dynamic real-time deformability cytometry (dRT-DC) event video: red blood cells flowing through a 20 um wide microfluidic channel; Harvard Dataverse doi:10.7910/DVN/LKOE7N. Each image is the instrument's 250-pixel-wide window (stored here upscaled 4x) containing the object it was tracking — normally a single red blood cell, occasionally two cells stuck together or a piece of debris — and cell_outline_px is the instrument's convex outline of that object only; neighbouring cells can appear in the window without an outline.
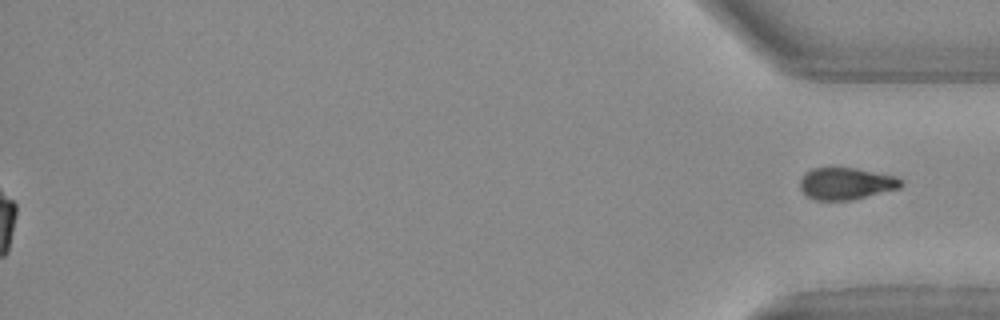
{"species": "Egyptian fruit bat (a non-hibernating species)", "species_latin": "Rousettus aegyptiacus", "temperature_condition": "warm", "stored_images_in_passage": 40, "segment_of_instrument_passage": [2, 2], "camera_frame_rate_fps": 3000, "um_per_image_px": 0.085, "animal": {"sex": "female"}, "frame": {"image": 1, "passage_image": 40, "time_ms": 13.0, "image_size_px": [1000, 320], "cell_outline_px": [[904, 184], [900, 188], [852, 200], [812, 200], [804, 196], [800, 188], [800, 180], [812, 168], [856, 168], [896, 176]], "centroid_in_image_um": [71.91, 15.62], "position_along_channel_um": 363.3, "area_um2": 18.84}}